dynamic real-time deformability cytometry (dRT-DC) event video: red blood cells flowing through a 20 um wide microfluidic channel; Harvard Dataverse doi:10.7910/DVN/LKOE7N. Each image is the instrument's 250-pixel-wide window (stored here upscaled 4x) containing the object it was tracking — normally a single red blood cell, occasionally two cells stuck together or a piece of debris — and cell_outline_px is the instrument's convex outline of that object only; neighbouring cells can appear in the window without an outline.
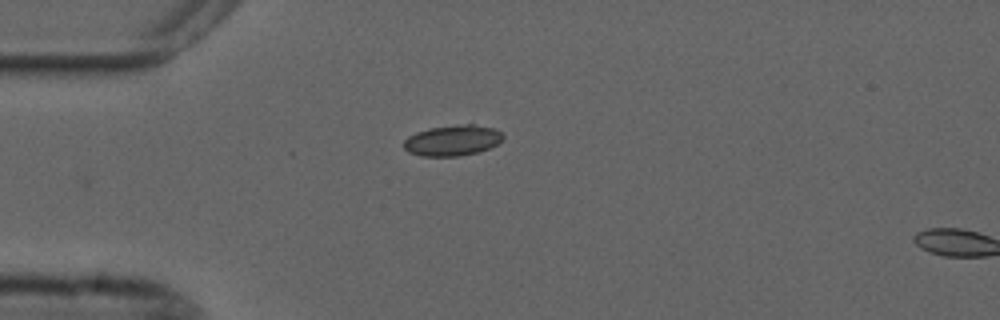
{"species": "common noctule bat (a hibernating species)", "species_latin": "Nyctalus noctula", "temperature_condition": "cold", "stored_images_in_passage": 3, "camera_frame_rate_fps": 3000, "um_per_image_px": 0.085, "animal": {"sex": "male", "forearm_length_mm": 52.5}, "frame": {"image": 1, "passage_image": 1, "time_ms": 0.0, "image_size_px": [1000, 320], "cell_outline_px": [[504, 140], [488, 148], [476, 152], [460, 156], [420, 156], [408, 152], [404, 148], [404, 140], [408, 136], [416, 132], [428, 128], [468, 124], [472, 124], [492, 128], [500, 132], [504, 136]], "centroid_in_image_um": [38.44, 11.94], "position_along_channel_um": 46.6, "area_um2": 17.63}}